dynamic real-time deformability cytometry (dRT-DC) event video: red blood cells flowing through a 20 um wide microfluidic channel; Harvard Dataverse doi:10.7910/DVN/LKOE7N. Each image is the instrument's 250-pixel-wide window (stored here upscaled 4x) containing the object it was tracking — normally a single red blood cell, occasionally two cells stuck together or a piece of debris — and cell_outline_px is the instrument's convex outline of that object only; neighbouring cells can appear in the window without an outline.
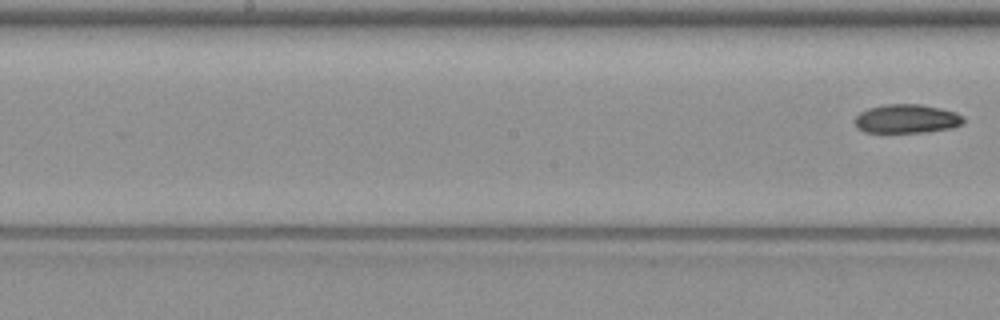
{"species": "common noctule bat (a hibernating species)", "species_latin": "Nyctalus noctula", "temperature_condition": "warm", "stored_images_in_passage": 10, "segment_of_instrument_passage": [2, 2], "camera_frame_rate_fps": 3000, "um_per_image_px": 0.085, "animal": {"sex": "female", "body_mass_g": 19.3, "forearm_length_mm": 54.1}, "frame": {"image": 1, "passage_image": 10, "time_ms": 11.667, "image_size_px": [1000, 320], "cell_outline_px": [[964, 120], [960, 124], [952, 128], [924, 132], [864, 132], [856, 128], [852, 120], [860, 112], [868, 108], [884, 104], [920, 104], [940, 108], [956, 112], [964, 116]], "centroid_in_image_um": [77.02, 10.09], "position_along_channel_um": 171.2, "area_um2": 18.44}}